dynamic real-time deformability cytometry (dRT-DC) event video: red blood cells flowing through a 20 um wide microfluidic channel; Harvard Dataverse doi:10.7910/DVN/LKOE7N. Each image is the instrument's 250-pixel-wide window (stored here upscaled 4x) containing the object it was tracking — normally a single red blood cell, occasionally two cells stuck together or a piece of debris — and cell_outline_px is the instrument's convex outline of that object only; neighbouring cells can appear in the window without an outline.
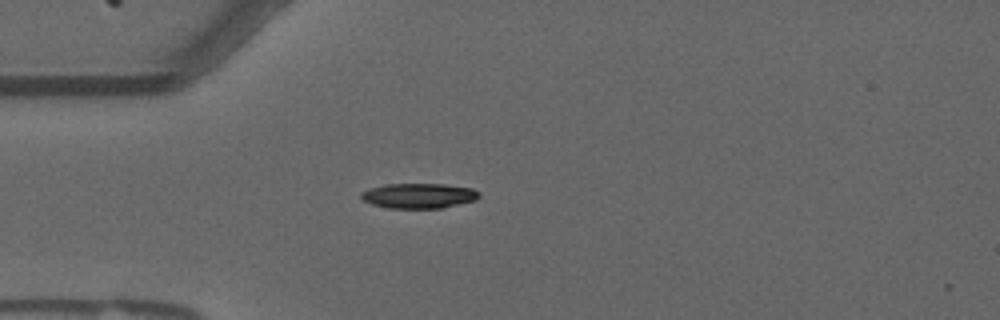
{"species": "common noctule bat (a hibernating species)", "species_latin": "Nyctalus noctula", "temperature_condition": "warm", "stored_images_in_passage": 24, "camera_frame_rate_fps": 3000, "um_per_image_px": 0.085, "animal": {"sex": "male", "forearm_length_mm": 52.5}, "frame": {"image": 1, "passage_image": 1, "time_ms": 0.0, "image_size_px": [1000, 320], "cell_outline_px": [[480, 196], [476, 200], [444, 208], [388, 208], [372, 204], [364, 200], [360, 196], [360, 192], [372, 188], [388, 184], [444, 184], [472, 188], [480, 192]], "centroid_in_image_um": [35.64, 16.64], "position_along_channel_um": 49.4, "area_um2": 17.22}}